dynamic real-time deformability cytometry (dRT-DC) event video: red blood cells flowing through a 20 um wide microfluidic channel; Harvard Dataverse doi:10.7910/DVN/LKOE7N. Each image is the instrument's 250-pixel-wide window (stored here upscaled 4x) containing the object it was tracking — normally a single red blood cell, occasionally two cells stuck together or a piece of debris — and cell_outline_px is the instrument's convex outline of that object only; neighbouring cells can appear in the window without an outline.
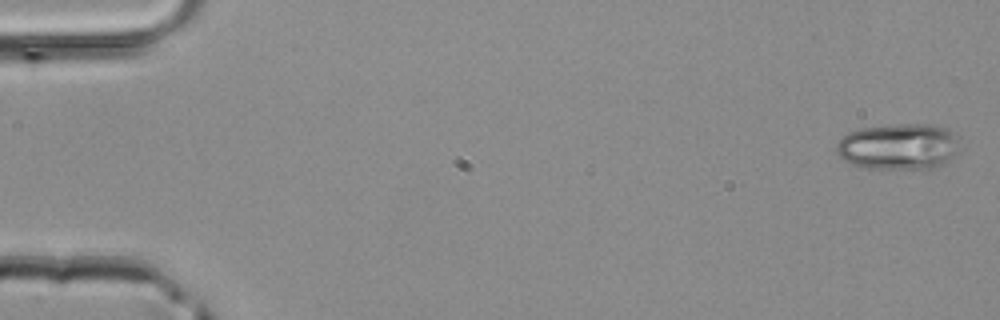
{"species": "common noctule bat (a hibernating species)", "species_latin": "Nyctalus noctula", "temperature_condition": "room temperature", "stored_images_in_passage": 3, "segment_of_instrument_passage": [2, 2], "camera_frame_rate_fps": 3000, "um_per_image_px": 0.085, "animal": {"sex": "male", "body_mass_g": 20.4}, "frame": {"image": 1, "passage_image": 3, "time_ms": 0.667, "image_size_px": [1000, 320], "cell_outline_px": [[956, 152], [944, 164], [936, 168], [868, 168], [852, 164], [844, 160], [836, 152], [836, 144], [848, 132], [860, 128], [896, 124], [936, 124], [948, 128], [956, 136]], "centroid_in_image_um": [76.36, 12.44], "position_along_channel_um": 8.6, "area_um2": 33.0}}